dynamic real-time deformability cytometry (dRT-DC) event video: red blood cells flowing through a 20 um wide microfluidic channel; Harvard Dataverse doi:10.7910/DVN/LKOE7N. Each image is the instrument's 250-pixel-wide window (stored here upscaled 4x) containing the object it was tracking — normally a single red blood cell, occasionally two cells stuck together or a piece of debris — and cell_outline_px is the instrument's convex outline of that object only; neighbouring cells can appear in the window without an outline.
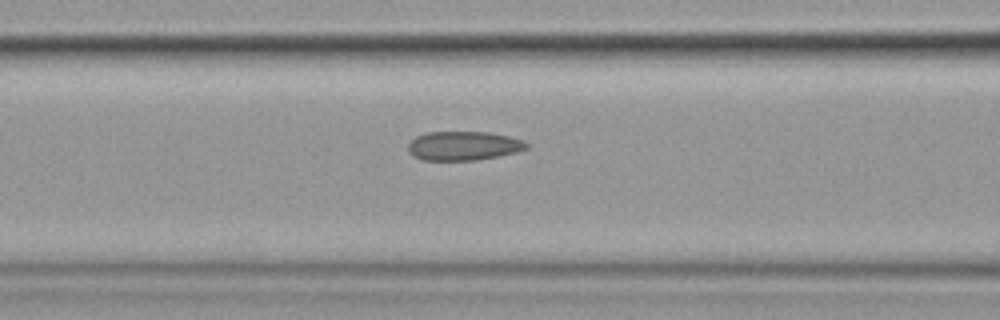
{"species": "common noctule bat (a hibernating species)", "species_latin": "Nyctalus noctula", "temperature_condition": "cold", "stored_images_in_passage": 6, "segment_of_instrument_passage": [1, 2], "camera_frame_rate_fps": 3000, "um_per_image_px": 0.085, "animal": {"sex": "female", "body_mass_g": 19.9}, "frame": {"image": 1, "passage_image": 5, "time_ms": 5.333, "image_size_px": [1000, 320], "cell_outline_px": [[532, 144], [528, 148], [516, 152], [476, 160], [424, 160], [412, 156], [408, 152], [408, 144], [416, 136], [428, 132], [488, 132], [508, 136], [524, 140]], "centroid_in_image_um": [39.41, 12.39], "position_along_channel_um": 127.2, "area_um2": 20.11}}